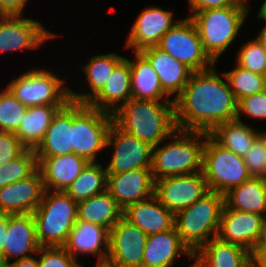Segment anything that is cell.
<instances>
[{
    "mask_svg": "<svg viewBox=\"0 0 266 267\" xmlns=\"http://www.w3.org/2000/svg\"><path fill=\"white\" fill-rule=\"evenodd\" d=\"M191 267H252V257L242 246L215 237L193 254Z\"/></svg>",
    "mask_w": 266,
    "mask_h": 267,
    "instance_id": "cell-23",
    "label": "cell"
},
{
    "mask_svg": "<svg viewBox=\"0 0 266 267\" xmlns=\"http://www.w3.org/2000/svg\"><path fill=\"white\" fill-rule=\"evenodd\" d=\"M113 122V114L73 102V153L88 162H97V154L107 146L108 133Z\"/></svg>",
    "mask_w": 266,
    "mask_h": 267,
    "instance_id": "cell-7",
    "label": "cell"
},
{
    "mask_svg": "<svg viewBox=\"0 0 266 267\" xmlns=\"http://www.w3.org/2000/svg\"><path fill=\"white\" fill-rule=\"evenodd\" d=\"M12 79L6 88L26 107L66 105L71 100L65 80L47 69H30Z\"/></svg>",
    "mask_w": 266,
    "mask_h": 267,
    "instance_id": "cell-8",
    "label": "cell"
},
{
    "mask_svg": "<svg viewBox=\"0 0 266 267\" xmlns=\"http://www.w3.org/2000/svg\"><path fill=\"white\" fill-rule=\"evenodd\" d=\"M224 195L226 208L264 215L266 213V179L250 177Z\"/></svg>",
    "mask_w": 266,
    "mask_h": 267,
    "instance_id": "cell-30",
    "label": "cell"
},
{
    "mask_svg": "<svg viewBox=\"0 0 266 267\" xmlns=\"http://www.w3.org/2000/svg\"><path fill=\"white\" fill-rule=\"evenodd\" d=\"M95 266H96V267H117V266L111 264V263L108 262V261L97 262Z\"/></svg>",
    "mask_w": 266,
    "mask_h": 267,
    "instance_id": "cell-51",
    "label": "cell"
},
{
    "mask_svg": "<svg viewBox=\"0 0 266 267\" xmlns=\"http://www.w3.org/2000/svg\"><path fill=\"white\" fill-rule=\"evenodd\" d=\"M123 217L147 236L172 229L175 219V215L155 195L128 206L123 210Z\"/></svg>",
    "mask_w": 266,
    "mask_h": 267,
    "instance_id": "cell-27",
    "label": "cell"
},
{
    "mask_svg": "<svg viewBox=\"0 0 266 267\" xmlns=\"http://www.w3.org/2000/svg\"><path fill=\"white\" fill-rule=\"evenodd\" d=\"M45 192L41 172L0 188V214L33 213Z\"/></svg>",
    "mask_w": 266,
    "mask_h": 267,
    "instance_id": "cell-17",
    "label": "cell"
},
{
    "mask_svg": "<svg viewBox=\"0 0 266 267\" xmlns=\"http://www.w3.org/2000/svg\"><path fill=\"white\" fill-rule=\"evenodd\" d=\"M157 47L194 72L204 71L216 65L205 52L197 28L189 16L180 19L169 29L161 37Z\"/></svg>",
    "mask_w": 266,
    "mask_h": 267,
    "instance_id": "cell-10",
    "label": "cell"
},
{
    "mask_svg": "<svg viewBox=\"0 0 266 267\" xmlns=\"http://www.w3.org/2000/svg\"><path fill=\"white\" fill-rule=\"evenodd\" d=\"M36 255L40 256L38 267H82V262H78L63 246L40 247Z\"/></svg>",
    "mask_w": 266,
    "mask_h": 267,
    "instance_id": "cell-40",
    "label": "cell"
},
{
    "mask_svg": "<svg viewBox=\"0 0 266 267\" xmlns=\"http://www.w3.org/2000/svg\"><path fill=\"white\" fill-rule=\"evenodd\" d=\"M202 173L209 190L221 194L251 177L244 158L221 147L209 135L203 148Z\"/></svg>",
    "mask_w": 266,
    "mask_h": 267,
    "instance_id": "cell-9",
    "label": "cell"
},
{
    "mask_svg": "<svg viewBox=\"0 0 266 267\" xmlns=\"http://www.w3.org/2000/svg\"><path fill=\"white\" fill-rule=\"evenodd\" d=\"M265 87H266V73L264 74Z\"/></svg>",
    "mask_w": 266,
    "mask_h": 267,
    "instance_id": "cell-53",
    "label": "cell"
},
{
    "mask_svg": "<svg viewBox=\"0 0 266 267\" xmlns=\"http://www.w3.org/2000/svg\"><path fill=\"white\" fill-rule=\"evenodd\" d=\"M210 190L201 172L155 180L154 195L174 215L190 207Z\"/></svg>",
    "mask_w": 266,
    "mask_h": 267,
    "instance_id": "cell-12",
    "label": "cell"
},
{
    "mask_svg": "<svg viewBox=\"0 0 266 267\" xmlns=\"http://www.w3.org/2000/svg\"><path fill=\"white\" fill-rule=\"evenodd\" d=\"M173 11L150 6L143 9L132 25L125 47L135 52L157 46L161 37L171 29L180 19L173 20Z\"/></svg>",
    "mask_w": 266,
    "mask_h": 267,
    "instance_id": "cell-15",
    "label": "cell"
},
{
    "mask_svg": "<svg viewBox=\"0 0 266 267\" xmlns=\"http://www.w3.org/2000/svg\"><path fill=\"white\" fill-rule=\"evenodd\" d=\"M140 53L156 71L163 91L169 97L176 93L171 97L174 100L182 92L194 71L157 46L145 48Z\"/></svg>",
    "mask_w": 266,
    "mask_h": 267,
    "instance_id": "cell-21",
    "label": "cell"
},
{
    "mask_svg": "<svg viewBox=\"0 0 266 267\" xmlns=\"http://www.w3.org/2000/svg\"><path fill=\"white\" fill-rule=\"evenodd\" d=\"M208 133L176 129L171 140L152 149L151 172L154 180L202 171L203 148ZM159 146V147H158Z\"/></svg>",
    "mask_w": 266,
    "mask_h": 267,
    "instance_id": "cell-3",
    "label": "cell"
},
{
    "mask_svg": "<svg viewBox=\"0 0 266 267\" xmlns=\"http://www.w3.org/2000/svg\"><path fill=\"white\" fill-rule=\"evenodd\" d=\"M0 267H8L4 257L0 254Z\"/></svg>",
    "mask_w": 266,
    "mask_h": 267,
    "instance_id": "cell-52",
    "label": "cell"
},
{
    "mask_svg": "<svg viewBox=\"0 0 266 267\" xmlns=\"http://www.w3.org/2000/svg\"><path fill=\"white\" fill-rule=\"evenodd\" d=\"M123 217V210L107 191L78 202L77 220L90 222L109 231Z\"/></svg>",
    "mask_w": 266,
    "mask_h": 267,
    "instance_id": "cell-32",
    "label": "cell"
},
{
    "mask_svg": "<svg viewBox=\"0 0 266 267\" xmlns=\"http://www.w3.org/2000/svg\"><path fill=\"white\" fill-rule=\"evenodd\" d=\"M29 0H0V15H24Z\"/></svg>",
    "mask_w": 266,
    "mask_h": 267,
    "instance_id": "cell-44",
    "label": "cell"
},
{
    "mask_svg": "<svg viewBox=\"0 0 266 267\" xmlns=\"http://www.w3.org/2000/svg\"><path fill=\"white\" fill-rule=\"evenodd\" d=\"M112 146V157L106 165L107 174H118L136 169H151L152 149L148 142L139 140L114 122L107 138V149Z\"/></svg>",
    "mask_w": 266,
    "mask_h": 267,
    "instance_id": "cell-11",
    "label": "cell"
},
{
    "mask_svg": "<svg viewBox=\"0 0 266 267\" xmlns=\"http://www.w3.org/2000/svg\"><path fill=\"white\" fill-rule=\"evenodd\" d=\"M261 133L237 119L215 127L209 136L221 147L244 157L250 151L255 138Z\"/></svg>",
    "mask_w": 266,
    "mask_h": 267,
    "instance_id": "cell-33",
    "label": "cell"
},
{
    "mask_svg": "<svg viewBox=\"0 0 266 267\" xmlns=\"http://www.w3.org/2000/svg\"><path fill=\"white\" fill-rule=\"evenodd\" d=\"M40 247L33 213L8 214V231L3 248L6 263L36 255Z\"/></svg>",
    "mask_w": 266,
    "mask_h": 267,
    "instance_id": "cell-18",
    "label": "cell"
},
{
    "mask_svg": "<svg viewBox=\"0 0 266 267\" xmlns=\"http://www.w3.org/2000/svg\"><path fill=\"white\" fill-rule=\"evenodd\" d=\"M252 267H266V251H261L252 258Z\"/></svg>",
    "mask_w": 266,
    "mask_h": 267,
    "instance_id": "cell-48",
    "label": "cell"
},
{
    "mask_svg": "<svg viewBox=\"0 0 266 267\" xmlns=\"http://www.w3.org/2000/svg\"><path fill=\"white\" fill-rule=\"evenodd\" d=\"M261 251H266V213L263 215L260 234L251 251V257L253 258Z\"/></svg>",
    "mask_w": 266,
    "mask_h": 267,
    "instance_id": "cell-45",
    "label": "cell"
},
{
    "mask_svg": "<svg viewBox=\"0 0 266 267\" xmlns=\"http://www.w3.org/2000/svg\"><path fill=\"white\" fill-rule=\"evenodd\" d=\"M106 167L98 162H89L81 174L69 185L65 192L76 202L86 200L106 191Z\"/></svg>",
    "mask_w": 266,
    "mask_h": 267,
    "instance_id": "cell-34",
    "label": "cell"
},
{
    "mask_svg": "<svg viewBox=\"0 0 266 267\" xmlns=\"http://www.w3.org/2000/svg\"><path fill=\"white\" fill-rule=\"evenodd\" d=\"M77 205L65 191L45 190L33 212L41 247L64 246L77 221Z\"/></svg>",
    "mask_w": 266,
    "mask_h": 267,
    "instance_id": "cell-6",
    "label": "cell"
},
{
    "mask_svg": "<svg viewBox=\"0 0 266 267\" xmlns=\"http://www.w3.org/2000/svg\"><path fill=\"white\" fill-rule=\"evenodd\" d=\"M155 180L151 169H136L107 174L106 191L122 210L154 195Z\"/></svg>",
    "mask_w": 266,
    "mask_h": 267,
    "instance_id": "cell-16",
    "label": "cell"
},
{
    "mask_svg": "<svg viewBox=\"0 0 266 267\" xmlns=\"http://www.w3.org/2000/svg\"><path fill=\"white\" fill-rule=\"evenodd\" d=\"M190 14H195L201 10L224 8L229 6H248V1L244 0H188Z\"/></svg>",
    "mask_w": 266,
    "mask_h": 267,
    "instance_id": "cell-43",
    "label": "cell"
},
{
    "mask_svg": "<svg viewBox=\"0 0 266 267\" xmlns=\"http://www.w3.org/2000/svg\"><path fill=\"white\" fill-rule=\"evenodd\" d=\"M147 235L122 217L109 231L107 261L117 267H142Z\"/></svg>",
    "mask_w": 266,
    "mask_h": 267,
    "instance_id": "cell-14",
    "label": "cell"
},
{
    "mask_svg": "<svg viewBox=\"0 0 266 267\" xmlns=\"http://www.w3.org/2000/svg\"><path fill=\"white\" fill-rule=\"evenodd\" d=\"M8 231V214H0V254L3 256L5 234Z\"/></svg>",
    "mask_w": 266,
    "mask_h": 267,
    "instance_id": "cell-46",
    "label": "cell"
},
{
    "mask_svg": "<svg viewBox=\"0 0 266 267\" xmlns=\"http://www.w3.org/2000/svg\"><path fill=\"white\" fill-rule=\"evenodd\" d=\"M117 52L92 55L87 64L81 65L90 88V93H76L70 88V99L76 103L87 104L105 85L114 68L124 59Z\"/></svg>",
    "mask_w": 266,
    "mask_h": 267,
    "instance_id": "cell-29",
    "label": "cell"
},
{
    "mask_svg": "<svg viewBox=\"0 0 266 267\" xmlns=\"http://www.w3.org/2000/svg\"><path fill=\"white\" fill-rule=\"evenodd\" d=\"M65 105H40L28 107L14 135L27 149H35L46 134L52 119Z\"/></svg>",
    "mask_w": 266,
    "mask_h": 267,
    "instance_id": "cell-31",
    "label": "cell"
},
{
    "mask_svg": "<svg viewBox=\"0 0 266 267\" xmlns=\"http://www.w3.org/2000/svg\"><path fill=\"white\" fill-rule=\"evenodd\" d=\"M249 11V6H229L201 10L189 15L205 52L215 63L238 37Z\"/></svg>",
    "mask_w": 266,
    "mask_h": 267,
    "instance_id": "cell-4",
    "label": "cell"
},
{
    "mask_svg": "<svg viewBox=\"0 0 266 267\" xmlns=\"http://www.w3.org/2000/svg\"><path fill=\"white\" fill-rule=\"evenodd\" d=\"M224 74L238 102L242 98L260 93L266 89L264 75L246 70L237 64H235L233 70Z\"/></svg>",
    "mask_w": 266,
    "mask_h": 267,
    "instance_id": "cell-35",
    "label": "cell"
},
{
    "mask_svg": "<svg viewBox=\"0 0 266 267\" xmlns=\"http://www.w3.org/2000/svg\"><path fill=\"white\" fill-rule=\"evenodd\" d=\"M131 98L130 62L124 58L114 68L103 88L87 105L97 110L113 114Z\"/></svg>",
    "mask_w": 266,
    "mask_h": 267,
    "instance_id": "cell-25",
    "label": "cell"
},
{
    "mask_svg": "<svg viewBox=\"0 0 266 267\" xmlns=\"http://www.w3.org/2000/svg\"><path fill=\"white\" fill-rule=\"evenodd\" d=\"M135 58L129 60L131 70L132 98L151 101H174L163 91L159 77L149 61L140 53L134 52Z\"/></svg>",
    "mask_w": 266,
    "mask_h": 267,
    "instance_id": "cell-28",
    "label": "cell"
},
{
    "mask_svg": "<svg viewBox=\"0 0 266 267\" xmlns=\"http://www.w3.org/2000/svg\"><path fill=\"white\" fill-rule=\"evenodd\" d=\"M236 64L246 70L264 75L266 52L256 39H252L238 50Z\"/></svg>",
    "mask_w": 266,
    "mask_h": 267,
    "instance_id": "cell-38",
    "label": "cell"
},
{
    "mask_svg": "<svg viewBox=\"0 0 266 267\" xmlns=\"http://www.w3.org/2000/svg\"><path fill=\"white\" fill-rule=\"evenodd\" d=\"M8 267H38V259L34 256L24 259H17L10 262V264H8Z\"/></svg>",
    "mask_w": 266,
    "mask_h": 267,
    "instance_id": "cell-47",
    "label": "cell"
},
{
    "mask_svg": "<svg viewBox=\"0 0 266 267\" xmlns=\"http://www.w3.org/2000/svg\"><path fill=\"white\" fill-rule=\"evenodd\" d=\"M251 177L266 179V134L261 132L243 157Z\"/></svg>",
    "mask_w": 266,
    "mask_h": 267,
    "instance_id": "cell-39",
    "label": "cell"
},
{
    "mask_svg": "<svg viewBox=\"0 0 266 267\" xmlns=\"http://www.w3.org/2000/svg\"><path fill=\"white\" fill-rule=\"evenodd\" d=\"M73 101H69L52 119L43 140L34 149L36 157H54L73 153Z\"/></svg>",
    "mask_w": 266,
    "mask_h": 267,
    "instance_id": "cell-26",
    "label": "cell"
},
{
    "mask_svg": "<svg viewBox=\"0 0 266 267\" xmlns=\"http://www.w3.org/2000/svg\"><path fill=\"white\" fill-rule=\"evenodd\" d=\"M114 123L124 132L157 146L177 129L174 101L131 98L113 113Z\"/></svg>",
    "mask_w": 266,
    "mask_h": 267,
    "instance_id": "cell-2",
    "label": "cell"
},
{
    "mask_svg": "<svg viewBox=\"0 0 266 267\" xmlns=\"http://www.w3.org/2000/svg\"><path fill=\"white\" fill-rule=\"evenodd\" d=\"M23 15H0V53L33 49L57 34L46 30L41 22Z\"/></svg>",
    "mask_w": 266,
    "mask_h": 267,
    "instance_id": "cell-13",
    "label": "cell"
},
{
    "mask_svg": "<svg viewBox=\"0 0 266 267\" xmlns=\"http://www.w3.org/2000/svg\"><path fill=\"white\" fill-rule=\"evenodd\" d=\"M63 247L77 261L81 254L97 256V262L107 261L109 230L97 224L77 220Z\"/></svg>",
    "mask_w": 266,
    "mask_h": 267,
    "instance_id": "cell-20",
    "label": "cell"
},
{
    "mask_svg": "<svg viewBox=\"0 0 266 267\" xmlns=\"http://www.w3.org/2000/svg\"><path fill=\"white\" fill-rule=\"evenodd\" d=\"M37 161L45 190L52 191H65L89 163L85 158L74 153L37 157Z\"/></svg>",
    "mask_w": 266,
    "mask_h": 267,
    "instance_id": "cell-22",
    "label": "cell"
},
{
    "mask_svg": "<svg viewBox=\"0 0 266 267\" xmlns=\"http://www.w3.org/2000/svg\"><path fill=\"white\" fill-rule=\"evenodd\" d=\"M215 65L193 72L182 92L174 99L177 129L210 133L222 123L235 120L238 101L223 72Z\"/></svg>",
    "mask_w": 266,
    "mask_h": 267,
    "instance_id": "cell-1",
    "label": "cell"
},
{
    "mask_svg": "<svg viewBox=\"0 0 266 267\" xmlns=\"http://www.w3.org/2000/svg\"><path fill=\"white\" fill-rule=\"evenodd\" d=\"M38 170L34 149H26L21 155L0 166V188L29 178Z\"/></svg>",
    "mask_w": 266,
    "mask_h": 267,
    "instance_id": "cell-36",
    "label": "cell"
},
{
    "mask_svg": "<svg viewBox=\"0 0 266 267\" xmlns=\"http://www.w3.org/2000/svg\"><path fill=\"white\" fill-rule=\"evenodd\" d=\"M263 215L229 209L224 206L217 237L242 246L250 253L258 240Z\"/></svg>",
    "mask_w": 266,
    "mask_h": 267,
    "instance_id": "cell-19",
    "label": "cell"
},
{
    "mask_svg": "<svg viewBox=\"0 0 266 267\" xmlns=\"http://www.w3.org/2000/svg\"><path fill=\"white\" fill-rule=\"evenodd\" d=\"M181 255L193 260V253L181 241L175 226L147 236L142 267H171Z\"/></svg>",
    "mask_w": 266,
    "mask_h": 267,
    "instance_id": "cell-24",
    "label": "cell"
},
{
    "mask_svg": "<svg viewBox=\"0 0 266 267\" xmlns=\"http://www.w3.org/2000/svg\"><path fill=\"white\" fill-rule=\"evenodd\" d=\"M224 206V195L209 191L175 214L177 233L193 254L211 238L217 237Z\"/></svg>",
    "mask_w": 266,
    "mask_h": 267,
    "instance_id": "cell-5",
    "label": "cell"
},
{
    "mask_svg": "<svg viewBox=\"0 0 266 267\" xmlns=\"http://www.w3.org/2000/svg\"><path fill=\"white\" fill-rule=\"evenodd\" d=\"M27 110L7 88L0 91V131L15 133Z\"/></svg>",
    "mask_w": 266,
    "mask_h": 267,
    "instance_id": "cell-37",
    "label": "cell"
},
{
    "mask_svg": "<svg viewBox=\"0 0 266 267\" xmlns=\"http://www.w3.org/2000/svg\"><path fill=\"white\" fill-rule=\"evenodd\" d=\"M255 39L258 41V43L261 45V47L266 52V27H262L258 36Z\"/></svg>",
    "mask_w": 266,
    "mask_h": 267,
    "instance_id": "cell-49",
    "label": "cell"
},
{
    "mask_svg": "<svg viewBox=\"0 0 266 267\" xmlns=\"http://www.w3.org/2000/svg\"><path fill=\"white\" fill-rule=\"evenodd\" d=\"M257 18L258 19H262V21L265 22V25L263 27H266V0H264V2H262L258 13H257Z\"/></svg>",
    "mask_w": 266,
    "mask_h": 267,
    "instance_id": "cell-50",
    "label": "cell"
},
{
    "mask_svg": "<svg viewBox=\"0 0 266 267\" xmlns=\"http://www.w3.org/2000/svg\"><path fill=\"white\" fill-rule=\"evenodd\" d=\"M26 149L14 133L0 131V166L12 161Z\"/></svg>",
    "mask_w": 266,
    "mask_h": 267,
    "instance_id": "cell-42",
    "label": "cell"
},
{
    "mask_svg": "<svg viewBox=\"0 0 266 267\" xmlns=\"http://www.w3.org/2000/svg\"><path fill=\"white\" fill-rule=\"evenodd\" d=\"M244 115H247L251 119H266V89L260 93L242 98L238 102L236 119L241 121V116Z\"/></svg>",
    "mask_w": 266,
    "mask_h": 267,
    "instance_id": "cell-41",
    "label": "cell"
}]
</instances>
